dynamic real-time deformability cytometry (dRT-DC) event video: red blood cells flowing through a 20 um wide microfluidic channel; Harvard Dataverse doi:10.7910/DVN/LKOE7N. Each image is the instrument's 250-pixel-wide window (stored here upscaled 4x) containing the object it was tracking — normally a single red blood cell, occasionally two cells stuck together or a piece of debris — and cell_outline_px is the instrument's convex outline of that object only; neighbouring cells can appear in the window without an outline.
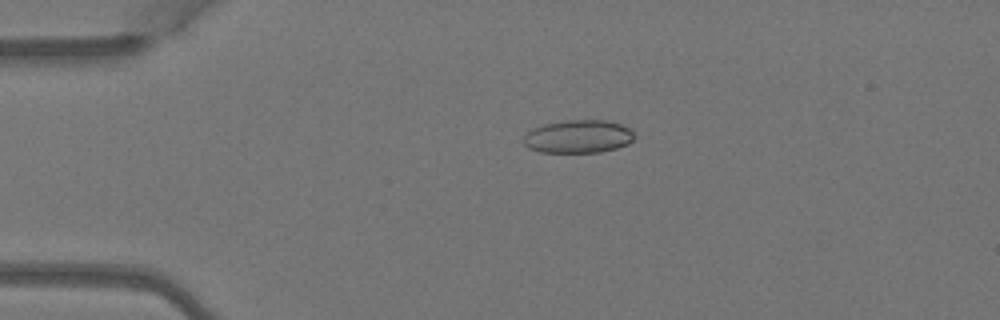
{"species": "Egyptian fruit bat (a non-hibernating species)", "species_latin": "Rousettus aegyptiacus", "temperature_condition": "warm", "stored_images_in_passage": 3, "camera_frame_rate_fps": 3000, "um_per_image_px": 0.085, "animal": {"sex": "female"}, "frame": {"image": 1, "passage_image": 2, "time_ms": 0.333, "image_size_px": [1000, 320], "cell_outline_px": [[636, 136], [628, 144], [616, 148], [600, 152], [540, 152], [528, 148], [520, 140], [532, 128], [544, 124], [568, 120], [612, 120], [632, 128]], "centroid_in_image_um": [49.18, 11.59], "position_along_channel_um": 35.8, "area_um2": 21.73}}